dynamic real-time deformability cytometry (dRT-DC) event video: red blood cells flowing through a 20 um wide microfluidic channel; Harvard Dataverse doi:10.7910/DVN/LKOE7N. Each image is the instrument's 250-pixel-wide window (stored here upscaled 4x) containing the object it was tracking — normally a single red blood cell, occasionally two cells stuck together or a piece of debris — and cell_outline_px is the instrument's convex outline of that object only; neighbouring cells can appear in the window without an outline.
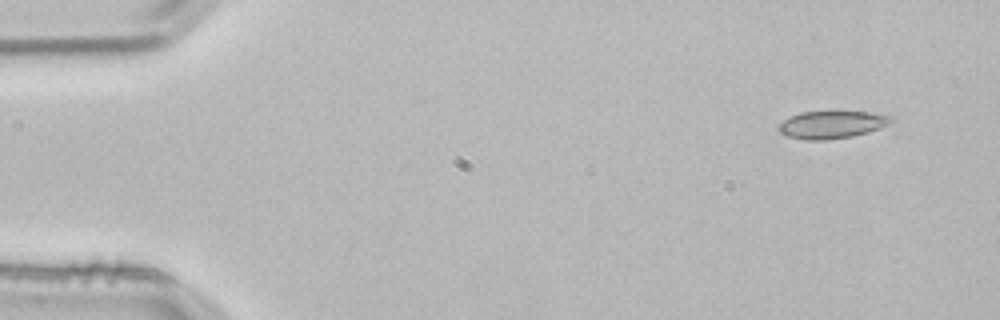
{"species": "common noctule bat (a hibernating species)", "species_latin": "Nyctalus noctula", "temperature_condition": "room temperature", "stored_images_in_passage": 2, "camera_frame_rate_fps": 3000, "um_per_image_px": 0.085, "animal": {"sex": "male", "body_mass_g": 21.5, "forearm_length_mm": 52.0}, "frame": {"image": 1, "passage_image": 1, "time_ms": 0.0, "image_size_px": [1000, 320], "cell_outline_px": [[896, 120], [880, 128], [868, 132], [852, 136], [828, 140], [804, 140], [788, 136], [780, 132], [776, 128], [788, 116], [800, 112], [872, 112], [892, 116]], "centroid_in_image_um": [70.71, 10.59], "position_along_channel_um": 14.3, "area_um2": 18.15}}